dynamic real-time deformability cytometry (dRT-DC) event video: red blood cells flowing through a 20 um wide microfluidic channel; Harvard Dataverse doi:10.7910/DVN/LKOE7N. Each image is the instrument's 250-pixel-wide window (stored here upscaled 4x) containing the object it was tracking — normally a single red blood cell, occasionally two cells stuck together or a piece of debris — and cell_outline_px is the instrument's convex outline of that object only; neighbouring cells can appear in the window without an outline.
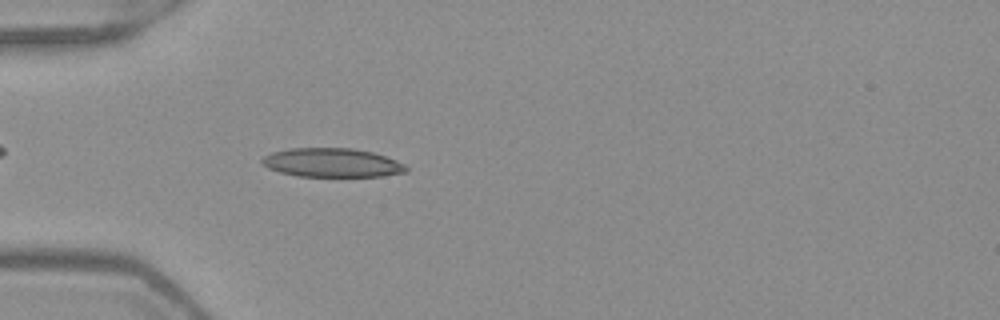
{"species": "Egyptian fruit bat (a non-hibernating species)", "species_latin": "Rousettus aegyptiacus", "temperature_condition": "warm", "stored_images_in_passage": 50, "camera_frame_rate_fps": 3000, "um_per_image_px": 0.085, "frame": {"image": 1, "passage_image": 15, "time_ms": 4.667, "image_size_px": [1000, 320], "cell_outline_px": [[408, 172], [384, 176], [296, 176], [280, 172], [268, 168], [260, 160], [264, 156], [272, 152], [288, 148], [352, 148], [372, 152], [396, 160], [404, 164], [408, 168]], "centroid_in_image_um": [28.23, 13.83], "position_along_channel_um": 56.8, "area_um2": 24.28}}
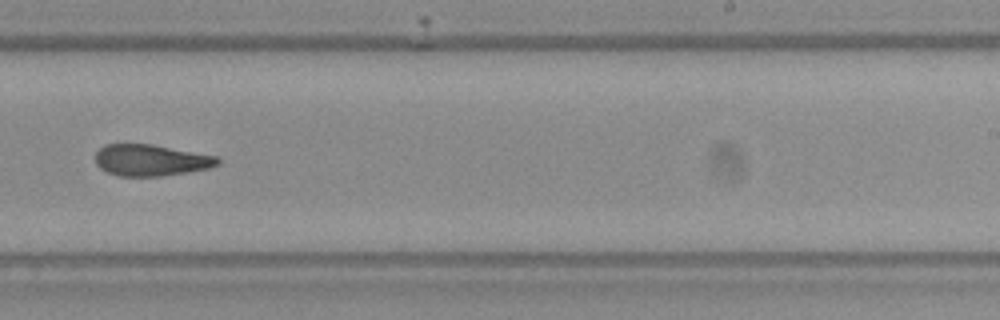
{"frame": {"image": 2, "passage_image": 32, "time_ms": 10.333, "image_size_px": [1000, 320], "cell_outline_px": [[220, 164], [208, 168], [188, 172], [160, 176], [120, 176], [108, 172], [100, 168], [96, 164], [96, 152], [104, 144], [152, 144], [216, 156], [220, 160]], "centroid_in_image_um": [12.82, 13.61], "position_along_channel_um": 276.2, "area_um2": 22.31}}
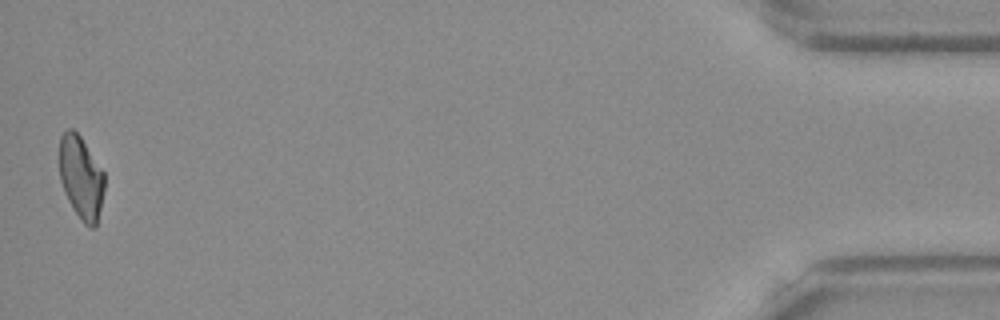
{"frame": {"image": 3, "passage_image": 50, "time_ms": 16.333, "image_size_px": [1000, 320], "cell_outline_px": [[104, 188], [96, 228], [88, 228], [84, 224], [72, 208], [64, 192], [60, 180], [60, 136], [68, 128], [72, 128], [80, 136], [104, 172]], "centroid_in_image_um": [6.89, 15.12], "position_along_channel_um": 428.3, "area_um2": 21.73}, "authors_computed_cell_mechanics": {"area_um2": 22.9755, "velocity_mm_per_s": 3.9921, "shape_relaxation_time_tau1_ms": null, "shape_relaxation_time_tau2_ms": 5.1908, "deformation_change_tau1": null, "deformation_change_tau2": 0.1495}}